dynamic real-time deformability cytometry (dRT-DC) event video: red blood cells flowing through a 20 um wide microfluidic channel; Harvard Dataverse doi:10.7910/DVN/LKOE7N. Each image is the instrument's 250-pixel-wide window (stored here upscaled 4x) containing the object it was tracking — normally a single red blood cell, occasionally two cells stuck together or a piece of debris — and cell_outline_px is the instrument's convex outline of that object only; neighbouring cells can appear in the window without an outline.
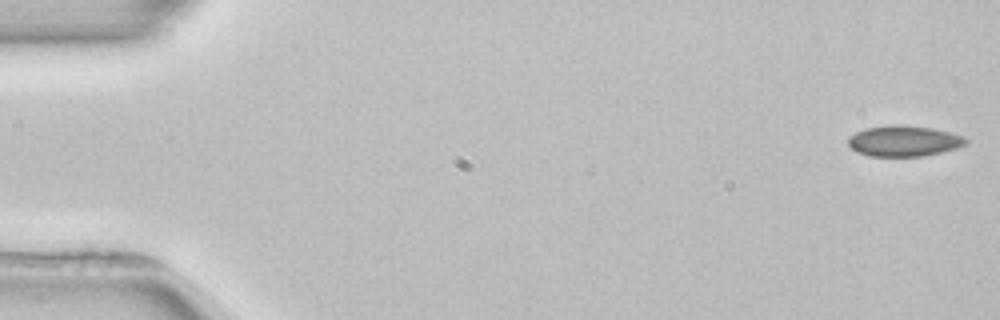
{"species": "common noctule bat (a hibernating species)", "species_latin": "Nyctalus noctula", "temperature_condition": "room temperature", "stored_images_in_passage": 52, "camera_frame_rate_fps": 3000, "um_per_image_px": 0.085, "animal": {"sex": "female", "body_mass_g": 22.7, "forearm_length_mm": 54.2}, "frame": {"image": 1, "passage_image": 1, "time_ms": 0.0, "image_size_px": [1000, 320], "cell_outline_px": [[968, 144], [956, 148], [924, 156], [868, 156], [856, 152], [848, 144], [848, 136], [864, 128], [892, 124], [900, 124], [932, 128], [964, 136], [968, 140]], "centroid_in_image_um": [76.81, 11.98], "position_along_channel_um": 8.2, "area_um2": 21.27}}
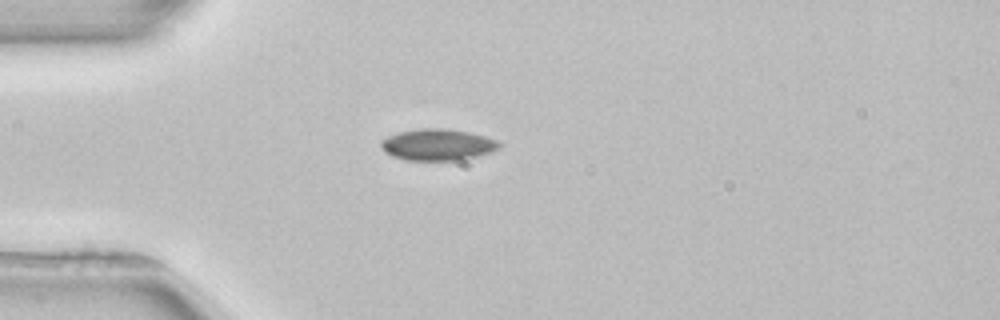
{"frame": {"image": 2, "passage_image": 14, "time_ms": 4.333, "image_size_px": [1000, 320], "cell_outline_px": [[500, 148], [492, 152], [460, 160], [408, 160], [392, 156], [384, 152], [380, 144], [380, 140], [396, 132], [416, 128], [444, 128], [468, 132], [484, 136], [496, 140], [500, 144]], "centroid_in_image_um": [37.16, 12.29], "position_along_channel_um": 47.8, "area_um2": 21.79}}
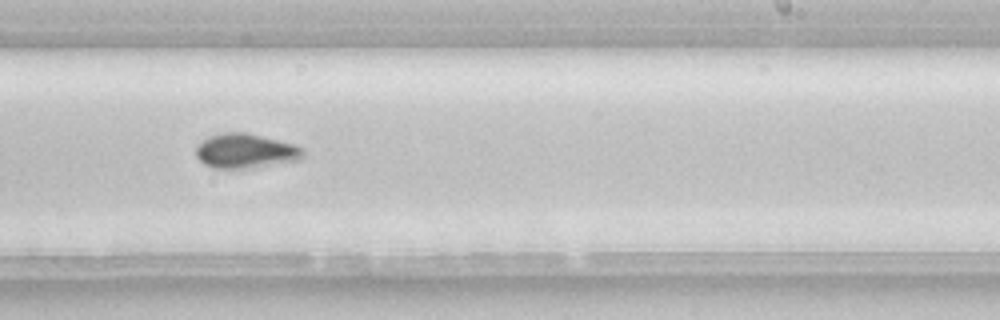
{"frame": {"image": 3, "passage_image": 32, "time_ms": 10.333, "image_size_px": [1000, 320], "cell_outline_px": [[304, 156], [300, 160], [244, 168], [216, 168], [204, 164], [196, 156], [196, 144], [208, 136], [224, 132], [244, 132], [296, 144], [304, 148]], "centroid_in_image_um": [20.86, 12.81], "position_along_channel_um": 268.1, "area_um2": 21.56}, "authors_computed_cell_mechanics": {"area_um2": 21.2415, "velocity_mm_per_s": 3.933, "shape_relaxation_time_tau1_ms": 8.7459, "shape_relaxation_time_tau2_ms": null, "deformation_change_tau1": 0.083, "deformation_change_tau2": null}}